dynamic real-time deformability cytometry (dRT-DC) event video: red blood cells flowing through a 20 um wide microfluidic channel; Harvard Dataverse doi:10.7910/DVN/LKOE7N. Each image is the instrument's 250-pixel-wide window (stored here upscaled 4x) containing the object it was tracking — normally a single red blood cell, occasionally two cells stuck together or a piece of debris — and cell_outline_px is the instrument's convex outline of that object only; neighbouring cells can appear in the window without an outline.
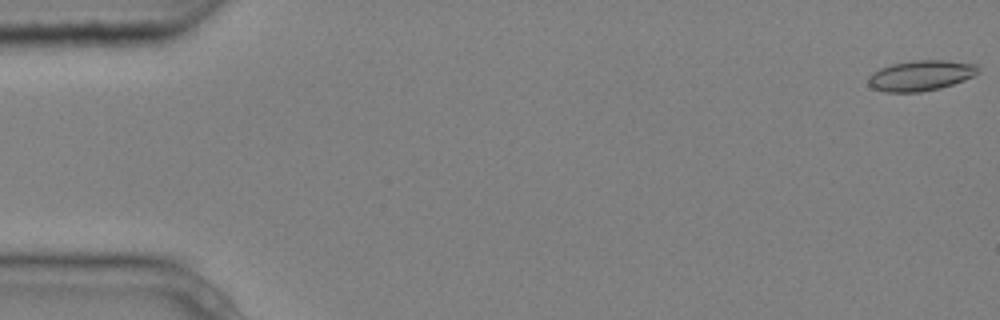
{"species": "common noctule bat (a hibernating species)", "species_latin": "Nyctalus noctula", "temperature_condition": "cold", "stored_images_in_passage": 5, "camera_frame_rate_fps": 3000, "um_per_image_px": 0.085, "animal": {"sex": "male", "body_mass_g": 20.4}, "frame": {"image": 1, "passage_image": 1, "time_ms": 0.0, "image_size_px": [1000, 320], "cell_outline_px": [[980, 72], [964, 80], [940, 88], [920, 92], [884, 92], [872, 88], [868, 84], [868, 76], [872, 72], [880, 68], [892, 64], [912, 60], [948, 60], [976, 64], [980, 68]], "centroid_in_image_um": [78.25, 6.41], "position_along_channel_um": 6.7, "area_um2": 19.65}}